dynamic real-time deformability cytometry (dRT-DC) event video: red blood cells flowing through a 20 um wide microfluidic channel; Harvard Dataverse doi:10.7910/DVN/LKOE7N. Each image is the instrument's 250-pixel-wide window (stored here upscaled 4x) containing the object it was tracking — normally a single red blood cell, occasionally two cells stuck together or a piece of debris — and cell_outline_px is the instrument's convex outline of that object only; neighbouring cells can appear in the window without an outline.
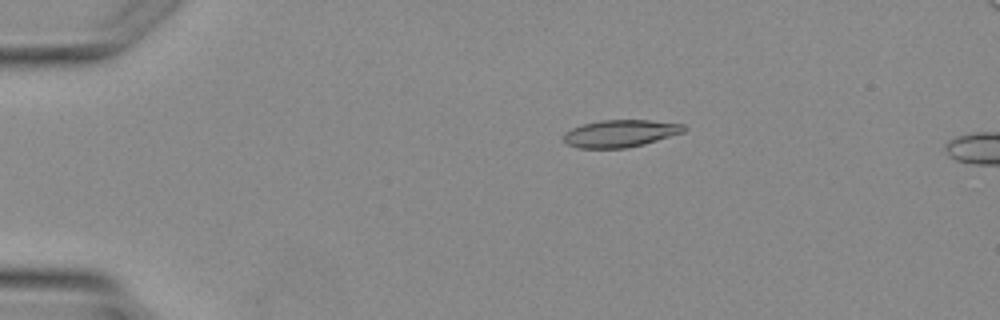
{"species": "Egyptian fruit bat (a non-hibernating species)", "species_latin": "Rousettus aegyptiacus", "temperature_condition": "warm", "stored_images_in_passage": 4, "camera_frame_rate_fps": 3000, "um_per_image_px": 0.085, "animal": {"sex": "female"}, "frame": {"image": 1, "passage_image": 2, "time_ms": 1.333, "image_size_px": [1000, 320], "cell_outline_px": [[684, 132], [644, 144], [624, 148], [576, 148], [568, 144], [564, 140], [564, 132], [572, 128], [584, 124], [600, 120], [648, 120], [684, 124]], "centroid_in_image_um": [52.7, 11.34], "position_along_channel_um": 32.3, "area_um2": 18.96}}